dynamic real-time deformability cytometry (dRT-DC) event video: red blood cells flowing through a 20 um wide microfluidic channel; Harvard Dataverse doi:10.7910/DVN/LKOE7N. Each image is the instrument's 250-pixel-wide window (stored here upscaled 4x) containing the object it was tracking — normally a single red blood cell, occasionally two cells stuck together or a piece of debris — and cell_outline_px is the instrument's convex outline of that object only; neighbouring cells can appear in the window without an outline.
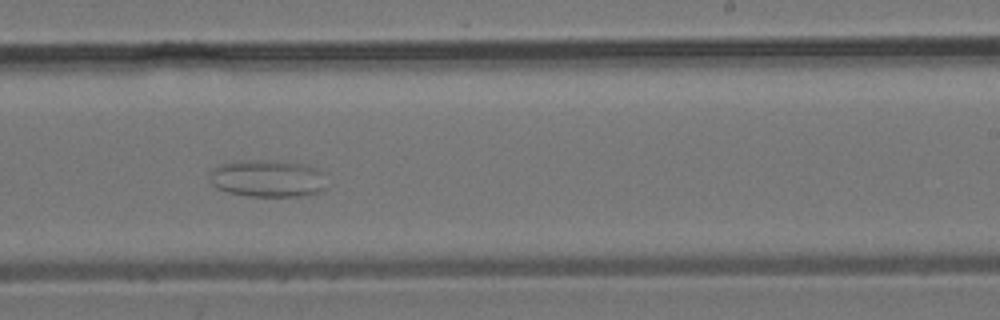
{"species": "common noctule bat (a hibernating species)", "species_latin": "Nyctalus noctula", "temperature_condition": "room temperature", "stored_images_in_passage": 38, "camera_frame_rate_fps": 3000, "um_per_image_px": 0.085, "animal": {"sex": "male", "body_mass_g": 19.2, "forearm_length_mm": 51.8}, "frame": {"image": 1, "passage_image": 22, "time_ms": 7.0, "image_size_px": [1000, 320], "cell_outline_px": [[324, 188], [308, 196], [248, 196], [228, 192], [216, 188], [212, 184], [212, 172], [216, 168], [224, 164], [240, 160], [276, 160], [304, 164], [316, 168], [320, 172]], "centroid_in_image_um": [22.74, 15.17], "position_along_channel_um": 266.3, "area_um2": 24.91}}
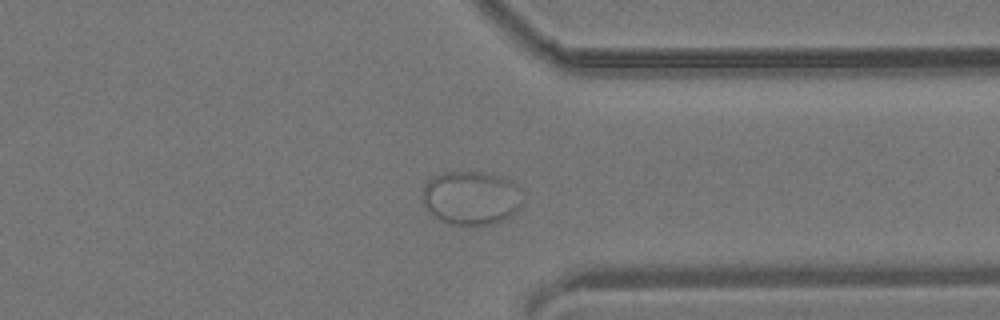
{"frame": {"image": 2, "passage_image": 28, "time_ms": 9.0, "image_size_px": [1000, 320], "cell_outline_px": [[524, 200], [516, 212], [492, 224], [468, 228], [448, 224], [432, 216], [424, 208], [420, 200], [424, 184], [432, 176], [444, 172], [480, 172], [500, 176], [512, 180], [520, 188], [524, 196]], "centroid_in_image_um": [40.01, 16.85], "position_along_channel_um": 371.4, "area_um2": 32.6}}
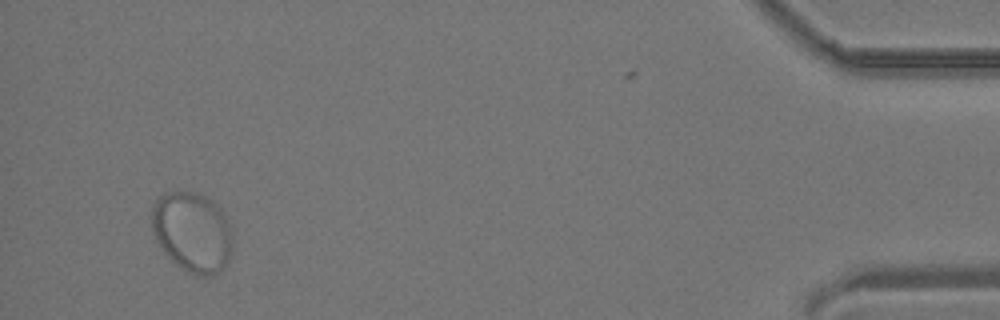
{"frame": {"image": 3, "passage_image": 35, "time_ms": 11.333, "image_size_px": [1000, 320], "cell_outline_px": [[232, 256], [224, 268], [220, 272], [212, 276], [200, 276], [188, 272], [176, 264], [160, 248], [152, 232], [152, 204], [164, 192], [196, 192], [212, 200], [220, 208], [232, 232]], "centroid_in_image_um": [16.35, 19.74], "position_along_channel_um": 418.8, "area_um2": 38.09}}